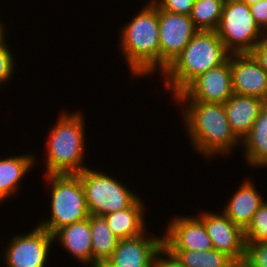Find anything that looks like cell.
Instances as JSON below:
<instances>
[{"label": "cell", "instance_id": "1", "mask_svg": "<svg viewBox=\"0 0 267 267\" xmlns=\"http://www.w3.org/2000/svg\"><path fill=\"white\" fill-rule=\"evenodd\" d=\"M183 106L181 113L185 130L196 153L207 159L232 154L241 141L229 125L224 104L203 101H176ZM211 157V158H210Z\"/></svg>", "mask_w": 267, "mask_h": 267}, {"label": "cell", "instance_id": "2", "mask_svg": "<svg viewBox=\"0 0 267 267\" xmlns=\"http://www.w3.org/2000/svg\"><path fill=\"white\" fill-rule=\"evenodd\" d=\"M119 50L133 78L160 72L158 7L148 1L133 19L120 29Z\"/></svg>", "mask_w": 267, "mask_h": 267}, {"label": "cell", "instance_id": "3", "mask_svg": "<svg viewBox=\"0 0 267 267\" xmlns=\"http://www.w3.org/2000/svg\"><path fill=\"white\" fill-rule=\"evenodd\" d=\"M229 55L216 31L199 30L161 73L164 87L172 90L174 98L199 75L221 65Z\"/></svg>", "mask_w": 267, "mask_h": 267}, {"label": "cell", "instance_id": "4", "mask_svg": "<svg viewBox=\"0 0 267 267\" xmlns=\"http://www.w3.org/2000/svg\"><path fill=\"white\" fill-rule=\"evenodd\" d=\"M79 111L62 112L53 125L46 144L45 175L78 174L84 165L86 136L85 121Z\"/></svg>", "mask_w": 267, "mask_h": 267}, {"label": "cell", "instance_id": "5", "mask_svg": "<svg viewBox=\"0 0 267 267\" xmlns=\"http://www.w3.org/2000/svg\"><path fill=\"white\" fill-rule=\"evenodd\" d=\"M44 176L50 186L51 215L38 226L53 234L65 225L89 218L84 188L77 174Z\"/></svg>", "mask_w": 267, "mask_h": 267}, {"label": "cell", "instance_id": "6", "mask_svg": "<svg viewBox=\"0 0 267 267\" xmlns=\"http://www.w3.org/2000/svg\"><path fill=\"white\" fill-rule=\"evenodd\" d=\"M101 172L87 167L77 174L81 178L90 215L104 217L130 207L139 198L118 178Z\"/></svg>", "mask_w": 267, "mask_h": 267}, {"label": "cell", "instance_id": "7", "mask_svg": "<svg viewBox=\"0 0 267 267\" xmlns=\"http://www.w3.org/2000/svg\"><path fill=\"white\" fill-rule=\"evenodd\" d=\"M216 32L230 54L250 53L266 35L240 0H225Z\"/></svg>", "mask_w": 267, "mask_h": 267}, {"label": "cell", "instance_id": "8", "mask_svg": "<svg viewBox=\"0 0 267 267\" xmlns=\"http://www.w3.org/2000/svg\"><path fill=\"white\" fill-rule=\"evenodd\" d=\"M33 229L26 235L13 236L8 242L2 256L7 267L46 266L54 243L53 234L38 225Z\"/></svg>", "mask_w": 267, "mask_h": 267}, {"label": "cell", "instance_id": "9", "mask_svg": "<svg viewBox=\"0 0 267 267\" xmlns=\"http://www.w3.org/2000/svg\"><path fill=\"white\" fill-rule=\"evenodd\" d=\"M233 95L230 55L221 64L195 78L180 94L176 101H203L224 104Z\"/></svg>", "mask_w": 267, "mask_h": 267}, {"label": "cell", "instance_id": "10", "mask_svg": "<svg viewBox=\"0 0 267 267\" xmlns=\"http://www.w3.org/2000/svg\"><path fill=\"white\" fill-rule=\"evenodd\" d=\"M159 44L160 73H162L183 51L192 37L199 31L190 16L160 10Z\"/></svg>", "mask_w": 267, "mask_h": 267}, {"label": "cell", "instance_id": "11", "mask_svg": "<svg viewBox=\"0 0 267 267\" xmlns=\"http://www.w3.org/2000/svg\"><path fill=\"white\" fill-rule=\"evenodd\" d=\"M197 217L204 223L213 248L225 253L238 266L244 260V231L236 226L223 212H200Z\"/></svg>", "mask_w": 267, "mask_h": 267}, {"label": "cell", "instance_id": "12", "mask_svg": "<svg viewBox=\"0 0 267 267\" xmlns=\"http://www.w3.org/2000/svg\"><path fill=\"white\" fill-rule=\"evenodd\" d=\"M120 239L111 258L102 267H154L155 257L163 247V237L146 234ZM153 236V237H152Z\"/></svg>", "mask_w": 267, "mask_h": 267}, {"label": "cell", "instance_id": "13", "mask_svg": "<svg viewBox=\"0 0 267 267\" xmlns=\"http://www.w3.org/2000/svg\"><path fill=\"white\" fill-rule=\"evenodd\" d=\"M167 225L165 235H161L165 249L196 251L213 249L204 223L197 216L177 215Z\"/></svg>", "mask_w": 267, "mask_h": 267}, {"label": "cell", "instance_id": "14", "mask_svg": "<svg viewBox=\"0 0 267 267\" xmlns=\"http://www.w3.org/2000/svg\"><path fill=\"white\" fill-rule=\"evenodd\" d=\"M233 93L267 101V72L251 53L230 54Z\"/></svg>", "mask_w": 267, "mask_h": 267}, {"label": "cell", "instance_id": "15", "mask_svg": "<svg viewBox=\"0 0 267 267\" xmlns=\"http://www.w3.org/2000/svg\"><path fill=\"white\" fill-rule=\"evenodd\" d=\"M267 101L246 95H233L224 103L226 116L235 136L242 142Z\"/></svg>", "mask_w": 267, "mask_h": 267}, {"label": "cell", "instance_id": "16", "mask_svg": "<svg viewBox=\"0 0 267 267\" xmlns=\"http://www.w3.org/2000/svg\"><path fill=\"white\" fill-rule=\"evenodd\" d=\"M58 239V240H57ZM53 240L58 241L71 257L85 266L92 267V236L89 218L65 225L53 233Z\"/></svg>", "mask_w": 267, "mask_h": 267}, {"label": "cell", "instance_id": "17", "mask_svg": "<svg viewBox=\"0 0 267 267\" xmlns=\"http://www.w3.org/2000/svg\"><path fill=\"white\" fill-rule=\"evenodd\" d=\"M244 180L232 195L222 211L236 226L243 231L250 225L254 213L264 202L263 196L257 191V186L248 178Z\"/></svg>", "mask_w": 267, "mask_h": 267}, {"label": "cell", "instance_id": "18", "mask_svg": "<svg viewBox=\"0 0 267 267\" xmlns=\"http://www.w3.org/2000/svg\"><path fill=\"white\" fill-rule=\"evenodd\" d=\"M35 162L36 156L30 153L0 159V204L19 192L22 178L32 170Z\"/></svg>", "mask_w": 267, "mask_h": 267}, {"label": "cell", "instance_id": "19", "mask_svg": "<svg viewBox=\"0 0 267 267\" xmlns=\"http://www.w3.org/2000/svg\"><path fill=\"white\" fill-rule=\"evenodd\" d=\"M144 200L139 197L130 207L104 216L109 229L120 240L141 235L146 229Z\"/></svg>", "mask_w": 267, "mask_h": 267}, {"label": "cell", "instance_id": "20", "mask_svg": "<svg viewBox=\"0 0 267 267\" xmlns=\"http://www.w3.org/2000/svg\"><path fill=\"white\" fill-rule=\"evenodd\" d=\"M241 144L244 145V160L247 165L252 168L267 166V103Z\"/></svg>", "mask_w": 267, "mask_h": 267}, {"label": "cell", "instance_id": "21", "mask_svg": "<svg viewBox=\"0 0 267 267\" xmlns=\"http://www.w3.org/2000/svg\"><path fill=\"white\" fill-rule=\"evenodd\" d=\"M92 236V267H102L112 256L119 239L109 229L104 217L89 216Z\"/></svg>", "mask_w": 267, "mask_h": 267}, {"label": "cell", "instance_id": "22", "mask_svg": "<svg viewBox=\"0 0 267 267\" xmlns=\"http://www.w3.org/2000/svg\"><path fill=\"white\" fill-rule=\"evenodd\" d=\"M168 251L185 267H239L229 256L214 248L208 251Z\"/></svg>", "mask_w": 267, "mask_h": 267}, {"label": "cell", "instance_id": "23", "mask_svg": "<svg viewBox=\"0 0 267 267\" xmlns=\"http://www.w3.org/2000/svg\"><path fill=\"white\" fill-rule=\"evenodd\" d=\"M225 0H195L190 18L198 30L216 31Z\"/></svg>", "mask_w": 267, "mask_h": 267}, {"label": "cell", "instance_id": "24", "mask_svg": "<svg viewBox=\"0 0 267 267\" xmlns=\"http://www.w3.org/2000/svg\"><path fill=\"white\" fill-rule=\"evenodd\" d=\"M245 242H267V201L254 213L252 221L244 231Z\"/></svg>", "mask_w": 267, "mask_h": 267}, {"label": "cell", "instance_id": "25", "mask_svg": "<svg viewBox=\"0 0 267 267\" xmlns=\"http://www.w3.org/2000/svg\"><path fill=\"white\" fill-rule=\"evenodd\" d=\"M245 255L239 267H267V242H245Z\"/></svg>", "mask_w": 267, "mask_h": 267}, {"label": "cell", "instance_id": "26", "mask_svg": "<svg viewBox=\"0 0 267 267\" xmlns=\"http://www.w3.org/2000/svg\"><path fill=\"white\" fill-rule=\"evenodd\" d=\"M14 64H16L15 58L5 41L0 45V86L12 79L13 72L16 71Z\"/></svg>", "mask_w": 267, "mask_h": 267}, {"label": "cell", "instance_id": "27", "mask_svg": "<svg viewBox=\"0 0 267 267\" xmlns=\"http://www.w3.org/2000/svg\"><path fill=\"white\" fill-rule=\"evenodd\" d=\"M160 10L191 15L195 0H151Z\"/></svg>", "mask_w": 267, "mask_h": 267}, {"label": "cell", "instance_id": "28", "mask_svg": "<svg viewBox=\"0 0 267 267\" xmlns=\"http://www.w3.org/2000/svg\"><path fill=\"white\" fill-rule=\"evenodd\" d=\"M249 7L257 25L267 35V0H261Z\"/></svg>", "mask_w": 267, "mask_h": 267}, {"label": "cell", "instance_id": "29", "mask_svg": "<svg viewBox=\"0 0 267 267\" xmlns=\"http://www.w3.org/2000/svg\"><path fill=\"white\" fill-rule=\"evenodd\" d=\"M165 256V257H164ZM154 267H185L167 249L162 247L155 257Z\"/></svg>", "mask_w": 267, "mask_h": 267}, {"label": "cell", "instance_id": "30", "mask_svg": "<svg viewBox=\"0 0 267 267\" xmlns=\"http://www.w3.org/2000/svg\"><path fill=\"white\" fill-rule=\"evenodd\" d=\"M259 62L260 66L267 72V35L250 52Z\"/></svg>", "mask_w": 267, "mask_h": 267}, {"label": "cell", "instance_id": "31", "mask_svg": "<svg viewBox=\"0 0 267 267\" xmlns=\"http://www.w3.org/2000/svg\"><path fill=\"white\" fill-rule=\"evenodd\" d=\"M2 21H0V45L2 44V43H4L5 41H7V40H5L6 39V32H5V24H3V23H1Z\"/></svg>", "mask_w": 267, "mask_h": 267}, {"label": "cell", "instance_id": "32", "mask_svg": "<svg viewBox=\"0 0 267 267\" xmlns=\"http://www.w3.org/2000/svg\"><path fill=\"white\" fill-rule=\"evenodd\" d=\"M244 3H246L248 6L258 3L261 0H240Z\"/></svg>", "mask_w": 267, "mask_h": 267}]
</instances>
